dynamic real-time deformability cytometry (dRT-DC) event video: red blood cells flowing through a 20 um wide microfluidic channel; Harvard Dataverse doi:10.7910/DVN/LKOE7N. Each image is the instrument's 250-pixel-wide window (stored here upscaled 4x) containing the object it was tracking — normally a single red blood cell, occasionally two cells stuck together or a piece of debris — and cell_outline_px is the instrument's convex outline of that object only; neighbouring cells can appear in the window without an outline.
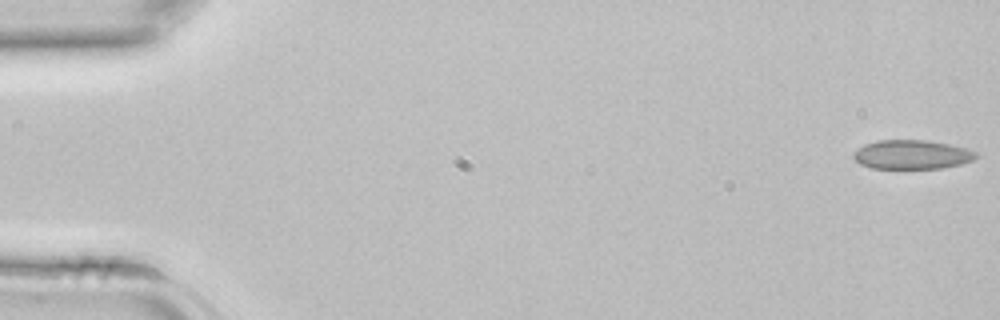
{"species": "common noctule bat (a hibernating species)", "species_latin": "Nyctalus noctula", "temperature_condition": "room temperature", "stored_images_in_passage": 43, "camera_frame_rate_fps": 3000, "um_per_image_px": 0.085, "animal": {"sex": "female", "body_mass_g": 22.7, "forearm_length_mm": 54.2}, "frame": {"image": 1, "passage_image": 1, "time_ms": 0.0, "image_size_px": [1000, 320], "cell_outline_px": [[976, 160], [960, 164], [940, 168], [872, 168], [860, 164], [852, 156], [852, 152], [864, 144], [876, 140], [924, 140], [948, 144], [964, 148], [976, 152]], "centroid_in_image_um": [77.47, 13.13], "position_along_channel_um": 7.5, "area_um2": 20.69}}
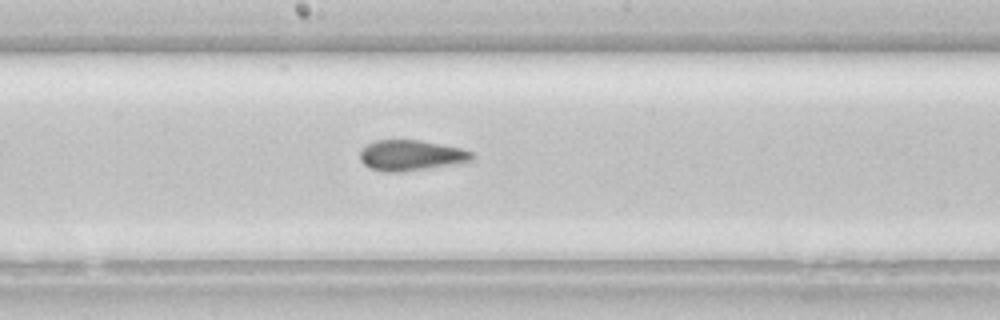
{"frame": {"image": 2, "passage_image": 23, "time_ms": 7.333, "image_size_px": [1000, 320], "cell_outline_px": [[476, 160], [468, 164], [396, 172], [384, 172], [368, 168], [360, 160], [360, 152], [368, 144], [376, 140], [420, 140], [460, 148], [472, 152], [476, 156]], "centroid_in_image_um": [35.04, 13.23], "position_along_channel_um": 213.2, "area_um2": 20.46}}
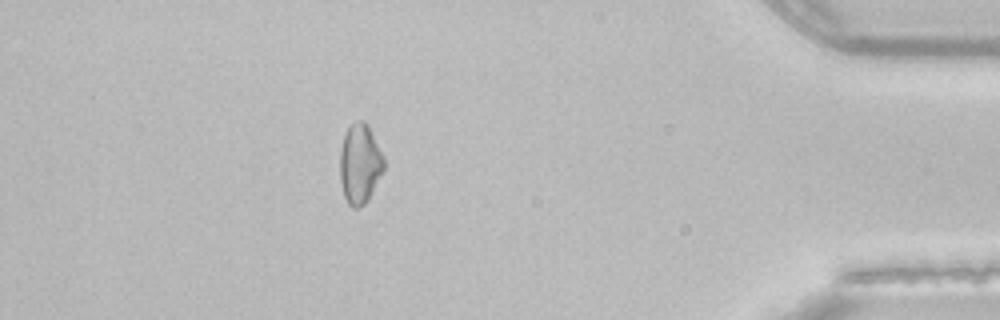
{"frame": {"image": 3, "passage_image": 38, "time_ms": 12.333, "image_size_px": [1000, 320], "cell_outline_px": [[384, 172], [368, 200], [364, 204], [356, 208], [352, 208], [348, 204], [344, 196], [340, 180], [340, 148], [344, 136], [348, 128], [356, 120], [364, 120], [368, 124], [384, 156]], "centroid_in_image_um": [30.6, 13.93], "position_along_channel_um": 404.6, "area_um2": 20.69}}